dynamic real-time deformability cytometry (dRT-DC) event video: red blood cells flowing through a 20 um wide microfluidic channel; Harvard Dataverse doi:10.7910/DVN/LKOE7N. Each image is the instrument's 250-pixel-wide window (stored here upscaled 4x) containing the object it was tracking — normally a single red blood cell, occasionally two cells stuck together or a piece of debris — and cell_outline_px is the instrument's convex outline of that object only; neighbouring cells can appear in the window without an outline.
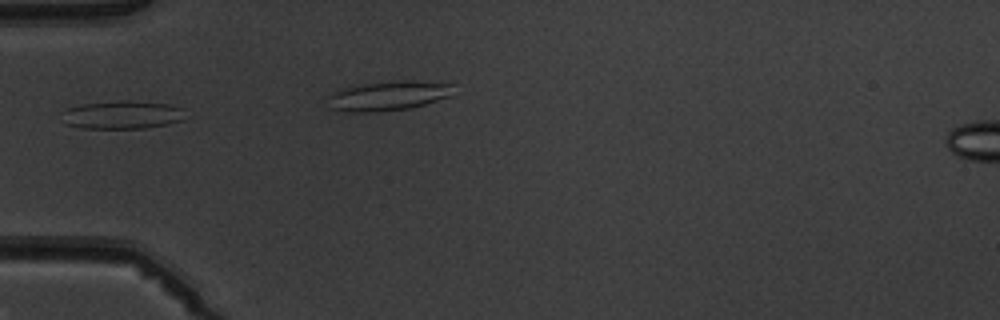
{"species": "common noctule bat (a hibernating species)", "species_latin": "Nyctalus noctula", "temperature_condition": "warm", "stored_images_in_passage": 4, "camera_frame_rate_fps": 3000, "um_per_image_px": 0.085, "animal": {"sex": "male", "body_mass_g": 19.5, "forearm_length_mm": 54.6}, "frame": {"image": 1, "passage_image": 3, "time_ms": 2.333, "image_size_px": [1000, 320], "cell_outline_px": [[184, 120], [168, 124], [144, 128], [80, 128], [64, 124], [60, 112], [68, 108], [84, 104], [120, 100], [128, 100], [168, 104], [184, 108]], "centroid_in_image_um": [10.37, 9.76], "position_along_channel_um": 74.6, "area_um2": 20.46}}